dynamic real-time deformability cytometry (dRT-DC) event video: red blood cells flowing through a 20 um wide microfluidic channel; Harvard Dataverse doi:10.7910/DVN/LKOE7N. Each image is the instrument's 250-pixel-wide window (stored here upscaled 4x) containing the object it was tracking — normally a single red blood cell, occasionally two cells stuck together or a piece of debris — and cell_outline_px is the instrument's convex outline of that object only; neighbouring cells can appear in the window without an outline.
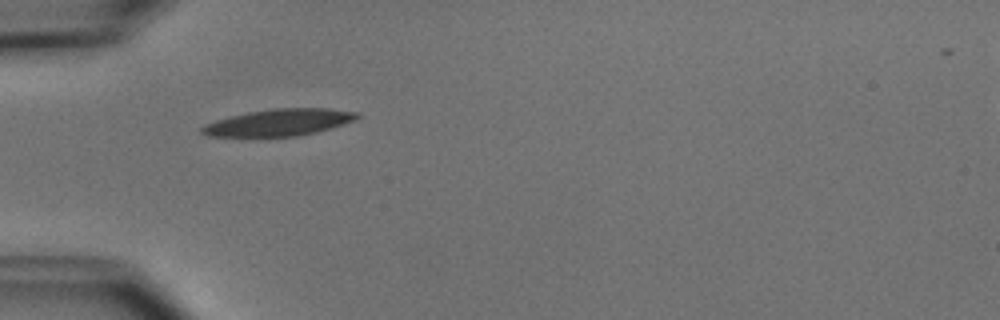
{"species": "common noctule bat (a hibernating species)", "species_latin": "Nyctalus noctula", "temperature_condition": "cold", "stored_images_in_passage": 4, "camera_frame_rate_fps": 3000, "um_per_image_px": 0.085, "animal": {"sex": "male", "body_mass_g": 15.6}, "frame": {"image": 1, "passage_image": 3, "time_ms": 3.333, "image_size_px": [1000, 320], "cell_outline_px": [[360, 116], [344, 124], [316, 132], [296, 136], [208, 136], [200, 132], [200, 128], [204, 124], [228, 116], [248, 112], [276, 108], [328, 108], [360, 112]], "centroid_in_image_um": [23.7, 10.4], "position_along_channel_um": 61.3, "area_um2": 24.16}}